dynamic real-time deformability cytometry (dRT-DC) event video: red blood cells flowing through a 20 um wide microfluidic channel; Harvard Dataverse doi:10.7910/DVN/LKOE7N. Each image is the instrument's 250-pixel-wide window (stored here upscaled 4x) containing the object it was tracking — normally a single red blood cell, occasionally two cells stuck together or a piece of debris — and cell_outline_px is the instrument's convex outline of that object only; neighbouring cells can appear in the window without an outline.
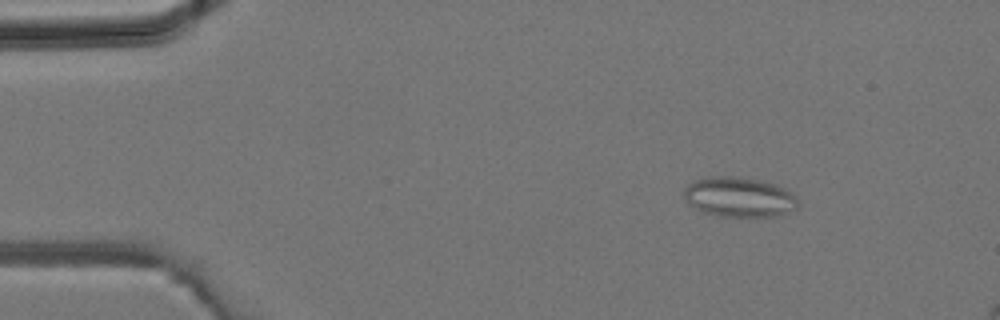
{"species": "common noctule bat (a hibernating species)", "species_latin": "Nyctalus noctula", "temperature_condition": "room temperature", "stored_images_in_passage": 2, "camera_frame_rate_fps": 3000, "um_per_image_px": 0.085, "animal": {"sex": "male", "body_mass_g": 19.2, "forearm_length_mm": 51.8}, "frame": {"image": 1, "passage_image": 1, "time_ms": 0.0, "image_size_px": [1000, 320], "cell_outline_px": [[800, 204], [796, 208], [780, 216], [720, 216], [704, 212], [688, 204], [684, 196], [684, 188], [688, 184], [696, 180], [708, 176], [732, 176], [760, 180], [776, 184], [784, 188], [796, 196]], "centroid_in_image_um": [62.84, 16.75], "position_along_channel_um": 22.2, "area_um2": 26.59}}